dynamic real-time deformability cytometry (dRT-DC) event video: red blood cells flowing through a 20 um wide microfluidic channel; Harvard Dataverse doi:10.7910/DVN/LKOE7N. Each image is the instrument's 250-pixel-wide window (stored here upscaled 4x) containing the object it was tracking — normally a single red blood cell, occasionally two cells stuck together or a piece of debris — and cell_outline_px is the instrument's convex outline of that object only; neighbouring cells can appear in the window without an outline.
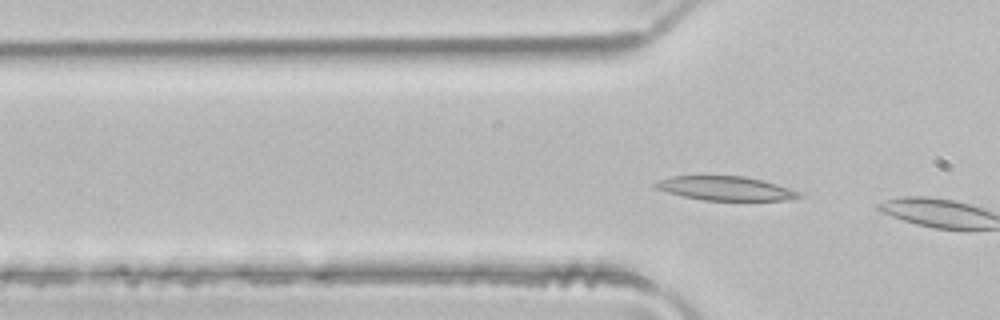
{"species": "common noctule bat (a hibernating species)", "species_latin": "Nyctalus noctula", "temperature_condition": "room temperature", "stored_images_in_passage": 4, "camera_frame_rate_fps": 3000, "um_per_image_px": 0.085, "animal": {"sex": "male", "body_mass_g": 21.5, "forearm_length_mm": 52.0}, "frame": {"image": 1, "passage_image": 4, "time_ms": 1.0, "image_size_px": [1000, 320], "cell_outline_px": [[804, 196], [784, 200], [704, 200], [684, 196], [668, 192], [656, 188], [652, 184], [660, 180], [672, 176], [744, 176], [776, 184], [800, 192]], "centroid_in_image_um": [61.67, 16.01], "position_along_channel_um": 64.1, "area_um2": 19.77}}